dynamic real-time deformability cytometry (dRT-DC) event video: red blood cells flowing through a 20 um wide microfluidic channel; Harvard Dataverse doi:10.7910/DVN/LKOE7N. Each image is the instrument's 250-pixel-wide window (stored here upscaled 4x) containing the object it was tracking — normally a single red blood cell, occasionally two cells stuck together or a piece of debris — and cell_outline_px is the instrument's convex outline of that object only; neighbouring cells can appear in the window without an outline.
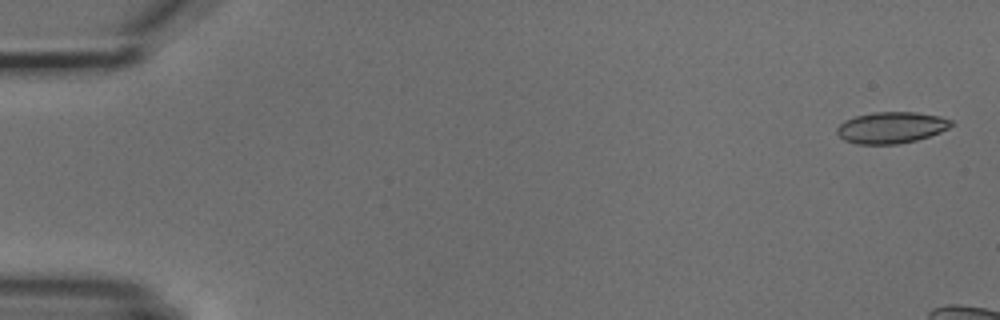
{"species": "common noctule bat (a hibernating species)", "species_latin": "Nyctalus noctula", "temperature_condition": "cold", "stored_images_in_passage": 3, "camera_frame_rate_fps": 3000, "um_per_image_px": 0.085, "animal": {"sex": "male", "body_mass_g": 18.8}, "frame": {"image": 1, "passage_image": 1, "time_ms": 0.0, "image_size_px": [1000, 320], "cell_outline_px": [[952, 124], [948, 128], [940, 132], [916, 140], [896, 144], [856, 144], [844, 140], [836, 132], [836, 128], [844, 120], [856, 116], [872, 112], [916, 112], [940, 116], [952, 120]], "centroid_in_image_um": [75.73, 10.84], "position_along_channel_um": 9.3, "area_um2": 20.87}}